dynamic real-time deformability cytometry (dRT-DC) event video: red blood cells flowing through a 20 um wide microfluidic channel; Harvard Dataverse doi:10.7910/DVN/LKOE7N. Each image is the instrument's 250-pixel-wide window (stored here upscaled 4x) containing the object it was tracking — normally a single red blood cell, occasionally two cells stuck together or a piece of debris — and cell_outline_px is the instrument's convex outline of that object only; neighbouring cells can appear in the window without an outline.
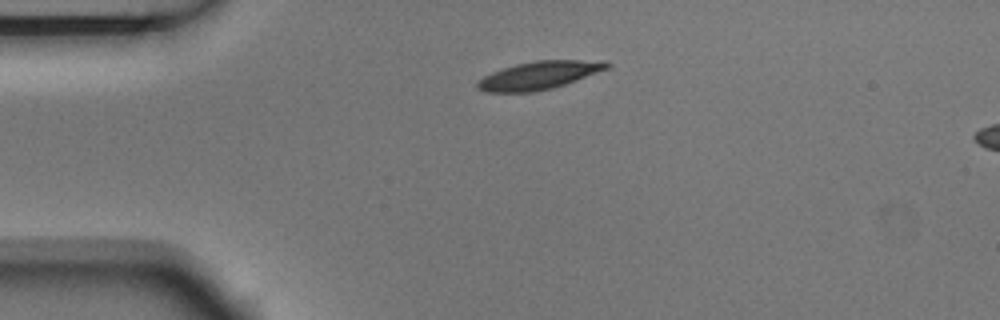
{"species": "Egyptian fruit bat (a non-hibernating species)", "species_latin": "Rousettus aegyptiacus", "temperature_condition": "room temperature", "stored_images_in_passage": 3, "camera_frame_rate_fps": 3000, "um_per_image_px": 0.085, "animal": {"sex": "male"}, "frame": {"image": 1, "passage_image": 1, "time_ms": 0.0, "image_size_px": [1000, 320], "cell_outline_px": [[612, 64], [608, 68], [576, 80], [552, 88], [532, 92], [484, 92], [476, 88], [476, 84], [484, 76], [492, 72], [516, 64], [536, 60], [608, 60]], "centroid_in_image_um": [45.84, 6.39], "position_along_channel_um": 39.2, "area_um2": 21.04}}
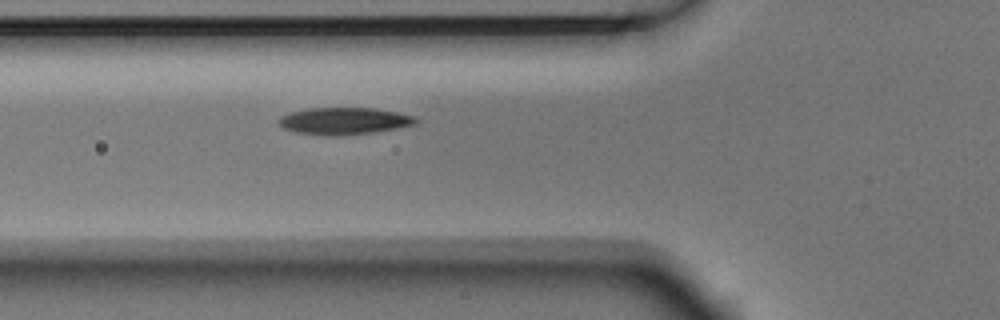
{"frame": {"image": 2, "passage_image": 3, "time_ms": 0.667, "image_size_px": [1000, 320], "cell_outline_px": [[420, 120], [416, 124], [400, 128], [372, 132], [336, 136], [328, 136], [296, 132], [284, 128], [276, 120], [280, 116], [292, 112], [308, 108], [372, 108], [396, 112], [416, 116]], "centroid_in_image_um": [29.28, 10.28], "position_along_channel_um": 96.5, "area_um2": 21.62}}